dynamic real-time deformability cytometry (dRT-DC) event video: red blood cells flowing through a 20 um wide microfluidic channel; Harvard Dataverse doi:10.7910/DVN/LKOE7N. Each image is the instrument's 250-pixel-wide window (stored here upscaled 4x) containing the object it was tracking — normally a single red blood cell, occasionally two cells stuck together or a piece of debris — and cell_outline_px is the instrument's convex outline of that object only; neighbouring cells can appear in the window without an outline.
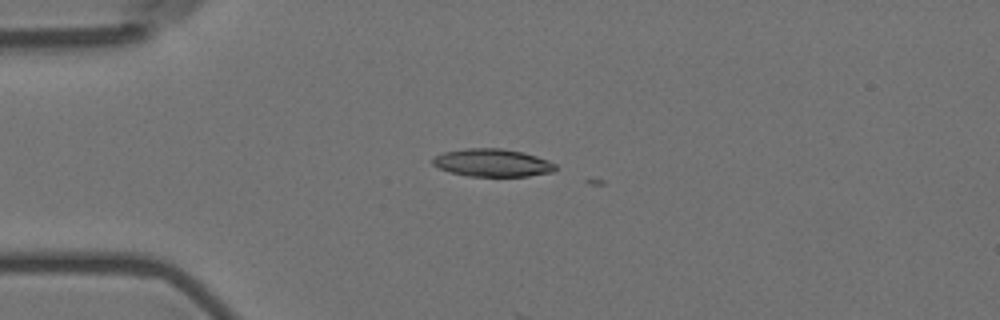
{"species": "Egyptian fruit bat (a non-hibernating species)", "species_latin": "Rousettus aegyptiacus", "temperature_condition": "room temperature", "stored_images_in_passage": 5, "camera_frame_rate_fps": 3000, "um_per_image_px": 0.085, "animal": {"sex": "female"}, "frame": {"image": 1, "passage_image": 3, "time_ms": 0.667, "image_size_px": [1000, 320], "cell_outline_px": [[556, 172], [528, 176], [468, 176], [452, 172], [440, 168], [432, 164], [432, 160], [436, 156], [444, 152], [468, 148], [500, 148], [520, 152], [536, 156], [548, 160], [556, 164]], "centroid_in_image_um": [41.9, 13.84], "position_along_channel_um": 43.1, "area_um2": 19.71}}